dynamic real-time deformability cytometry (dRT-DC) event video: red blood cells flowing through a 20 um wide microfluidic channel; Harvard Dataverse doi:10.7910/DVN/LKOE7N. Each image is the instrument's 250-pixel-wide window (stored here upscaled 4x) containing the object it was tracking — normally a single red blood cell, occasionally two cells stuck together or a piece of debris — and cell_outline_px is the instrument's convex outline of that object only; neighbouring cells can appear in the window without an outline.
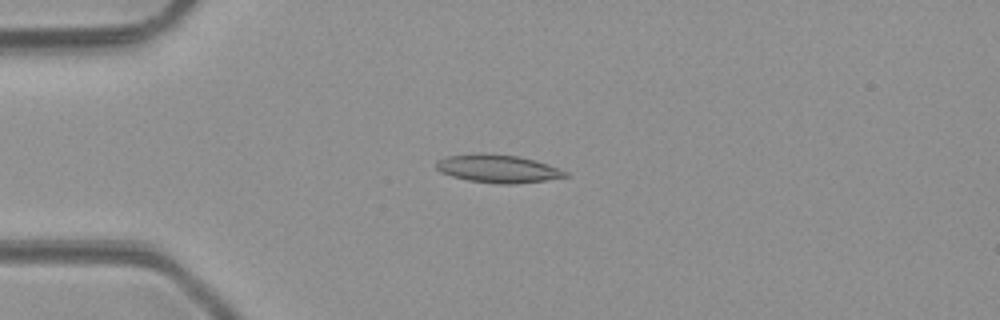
{"species": "common noctule bat (a hibernating species)", "species_latin": "Nyctalus noctula", "temperature_condition": "room temperature", "stored_images_in_passage": 4, "camera_frame_rate_fps": 3000, "um_per_image_px": 0.085, "animal": {"sex": "male", "body_mass_g": 23.1, "forearm_length_mm": 52.7}, "frame": {"image": 1, "passage_image": 4, "time_ms": 3.667, "image_size_px": [1000, 320], "cell_outline_px": [[568, 176], [544, 180], [512, 184], [496, 184], [468, 180], [452, 176], [440, 172], [436, 168], [436, 160], [448, 156], [476, 152], [480, 152], [516, 156], [536, 160], [548, 164], [568, 172]], "centroid_in_image_um": [42.28, 14.32], "position_along_channel_um": 42.7, "area_um2": 21.15}}